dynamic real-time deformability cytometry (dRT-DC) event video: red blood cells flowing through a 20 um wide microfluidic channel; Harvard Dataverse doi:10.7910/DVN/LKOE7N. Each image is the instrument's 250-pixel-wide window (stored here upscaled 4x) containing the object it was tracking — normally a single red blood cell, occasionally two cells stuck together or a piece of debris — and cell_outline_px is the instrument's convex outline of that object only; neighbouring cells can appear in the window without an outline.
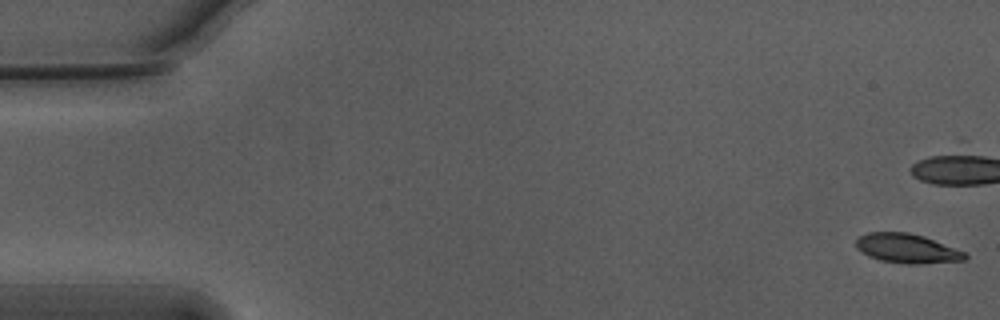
{"species": "Egyptian fruit bat (a non-hibernating species)", "species_latin": "Rousettus aegyptiacus", "temperature_condition": "warm", "stored_images_in_passage": 56, "camera_frame_rate_fps": 3000, "um_per_image_px": 0.085, "animal": {"sex": "male"}, "frame": {"image": 1, "passage_image": 1, "time_ms": 0.0, "image_size_px": [1000, 320], "cell_outline_px": [[968, 256], [964, 260], [920, 264], [908, 264], [880, 260], [868, 256], [856, 248], [856, 240], [860, 236], [868, 232], [908, 232], [924, 236], [964, 252]], "centroid_in_image_um": [77.07, 21.12], "position_along_channel_um": 7.9, "area_um2": 18.5}, "authors_computed_cell_mechanics": {"area_um2": 19.8832, "velocity_mm_per_s": 3.7392, "shape_relaxation_time_tau1_ms": 3.416, "shape_relaxation_time_tau2_ms": 1.5768, "deformation_change_tau1": 0.1755, "deformation_change_tau2": 0.0877}}